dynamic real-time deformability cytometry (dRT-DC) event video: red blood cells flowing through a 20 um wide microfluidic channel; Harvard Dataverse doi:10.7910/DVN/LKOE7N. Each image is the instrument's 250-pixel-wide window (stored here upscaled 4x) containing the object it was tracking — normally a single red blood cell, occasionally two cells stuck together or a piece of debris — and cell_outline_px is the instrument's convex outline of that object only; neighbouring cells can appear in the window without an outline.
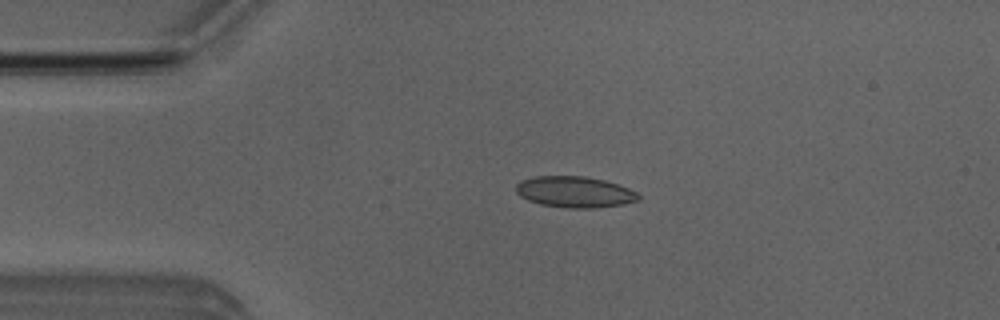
{"species": "Egyptian fruit bat (a non-hibernating species)", "species_latin": "Rousettus aegyptiacus", "temperature_condition": "room temperature", "stored_images_in_passage": 6, "camera_frame_rate_fps": 3000, "um_per_image_px": 0.085, "animal": {"sex": "male"}, "frame": {"image": 1, "passage_image": 4, "time_ms": 3.333, "image_size_px": [1000, 320], "cell_outline_px": [[640, 200], [624, 204], [592, 208], [568, 208], [540, 204], [528, 200], [520, 196], [516, 192], [516, 184], [532, 176], [584, 176], [604, 180], [628, 188], [636, 192], [640, 196]], "centroid_in_image_um": [48.85, 16.32], "position_along_channel_um": 36.2, "area_um2": 22.14}}